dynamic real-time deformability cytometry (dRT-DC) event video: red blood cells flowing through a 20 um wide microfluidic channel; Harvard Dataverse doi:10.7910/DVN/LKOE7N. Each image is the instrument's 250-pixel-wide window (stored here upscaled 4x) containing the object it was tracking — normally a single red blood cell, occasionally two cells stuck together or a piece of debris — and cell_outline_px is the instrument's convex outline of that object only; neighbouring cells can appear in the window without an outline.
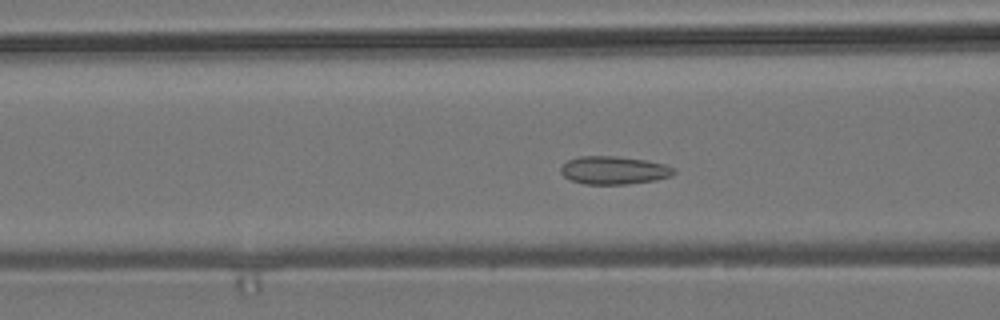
{"species": "common noctule bat (a hibernating species)", "species_latin": "Nyctalus noctula", "temperature_condition": "room temperature", "stored_images_in_passage": 55, "camera_frame_rate_fps": 3000, "um_per_image_px": 0.085, "animal": {"sex": "male", "body_mass_g": 19.2, "forearm_length_mm": 51.8}, "frame": {"image": 1, "passage_image": 22, "time_ms": 7.0, "image_size_px": [1000, 320], "cell_outline_px": [[676, 172], [672, 176], [656, 180], [628, 184], [584, 184], [572, 180], [564, 176], [560, 172], [560, 168], [568, 160], [580, 156], [616, 156], [644, 160], [664, 164], [676, 168]], "centroid_in_image_um": [52.21, 14.47], "position_along_channel_um": 114.4, "area_um2": 18.5}}
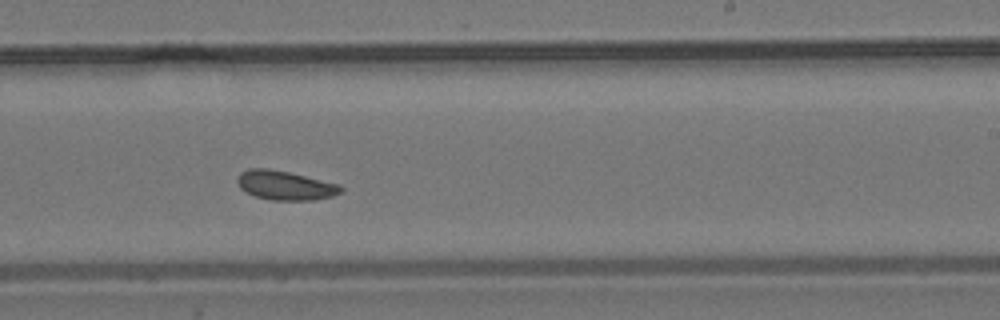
{"frame": {"image": 2, "passage_image": 34, "time_ms": 11.0, "image_size_px": [1000, 320], "cell_outline_px": [[344, 188], [340, 192], [332, 196], [316, 200], [272, 200], [256, 196], [240, 188], [236, 180], [236, 176], [240, 172], [248, 168], [268, 168], [288, 172], [340, 184]], "centroid_in_image_um": [24.22, 15.75], "position_along_channel_um": 264.8, "area_um2": 17.63}}
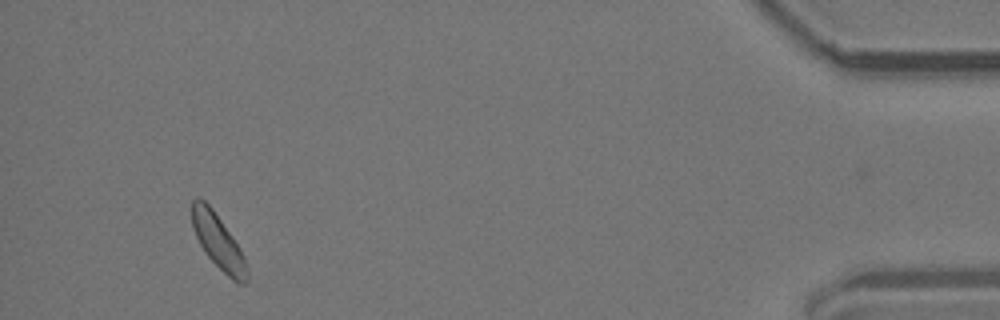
{"frame": {"image": 3, "passage_image": 52, "time_ms": 17.0, "image_size_px": [1000, 320], "cell_outline_px": [[248, 280], [244, 284], [240, 284], [232, 280], [204, 252], [192, 228], [192, 200], [204, 200], [212, 208], [232, 236], [240, 248], [244, 256], [248, 268]], "centroid_in_image_um": [18.57, 20.58], "position_along_channel_um": 416.6, "area_um2": 17.22}}